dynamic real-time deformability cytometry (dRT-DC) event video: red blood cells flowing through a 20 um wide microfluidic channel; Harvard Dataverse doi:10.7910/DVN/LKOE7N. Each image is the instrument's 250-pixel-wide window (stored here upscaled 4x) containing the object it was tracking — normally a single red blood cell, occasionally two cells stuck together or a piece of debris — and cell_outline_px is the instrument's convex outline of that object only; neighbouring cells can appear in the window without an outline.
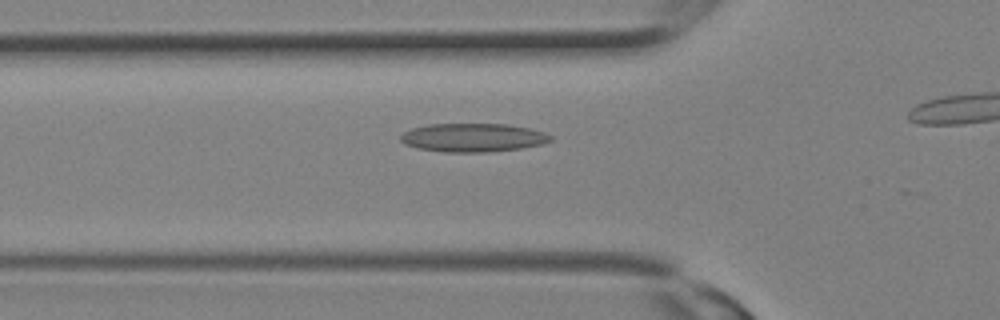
{"species": "Egyptian fruit bat (a non-hibernating species)", "species_latin": "Rousettus aegyptiacus", "temperature_condition": "room temperature", "stored_images_in_passage": 10, "camera_frame_rate_fps": 3000, "um_per_image_px": 0.085, "animal": {"sex": "female"}, "frame": {"image": 1, "passage_image": 7, "time_ms": 2.0, "image_size_px": [1000, 320], "cell_outline_px": [[552, 140], [540, 144], [520, 148], [488, 152], [444, 152], [420, 148], [404, 144], [400, 140], [400, 136], [404, 132], [412, 128], [428, 124], [508, 124], [528, 128], [544, 132], [552, 136]], "centroid_in_image_um": [40.19, 11.69], "position_along_channel_um": 85.6, "area_um2": 24.8}}
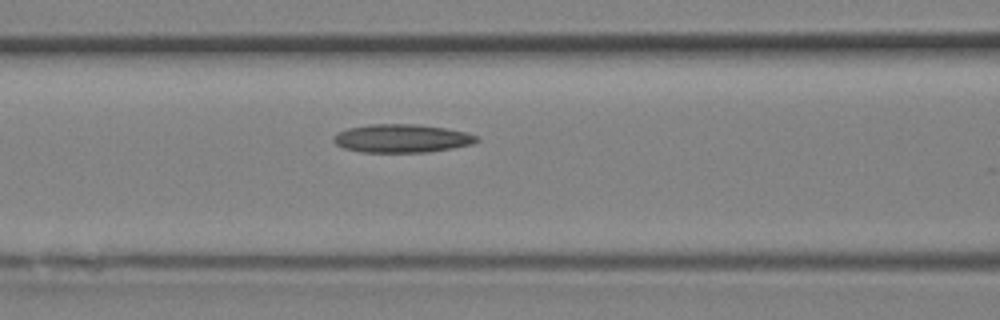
{"frame": {"image": 2, "passage_image": 9, "time_ms": 2.667, "image_size_px": [1000, 320], "cell_outline_px": [[480, 140], [472, 144], [452, 148], [428, 152], [360, 152], [344, 148], [336, 144], [332, 140], [332, 136], [336, 132], [348, 128], [368, 124], [416, 124], [444, 128], [464, 132], [476, 136]], "centroid_in_image_um": [34.09, 11.76], "position_along_channel_um": 132.5, "area_um2": 23.64}}